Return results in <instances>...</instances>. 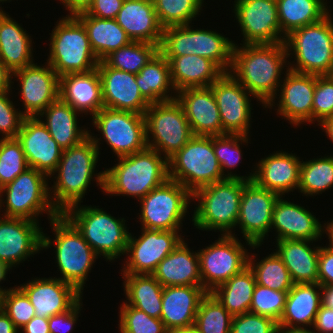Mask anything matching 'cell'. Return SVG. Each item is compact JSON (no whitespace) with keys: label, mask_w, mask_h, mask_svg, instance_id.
Instances as JSON below:
<instances>
[{"label":"cell","mask_w":333,"mask_h":333,"mask_svg":"<svg viewBox=\"0 0 333 333\" xmlns=\"http://www.w3.org/2000/svg\"><path fill=\"white\" fill-rule=\"evenodd\" d=\"M10 269L11 268L7 264L0 261V282L6 280V274H7L8 270L10 271ZM7 290L8 289H3L0 286V294H3Z\"/></svg>","instance_id":"67"},{"label":"cell","mask_w":333,"mask_h":333,"mask_svg":"<svg viewBox=\"0 0 333 333\" xmlns=\"http://www.w3.org/2000/svg\"><path fill=\"white\" fill-rule=\"evenodd\" d=\"M325 0H276L281 35L321 21L329 14Z\"/></svg>","instance_id":"41"},{"label":"cell","mask_w":333,"mask_h":333,"mask_svg":"<svg viewBox=\"0 0 333 333\" xmlns=\"http://www.w3.org/2000/svg\"><path fill=\"white\" fill-rule=\"evenodd\" d=\"M207 291L202 286L163 288L160 320L170 332L194 326L196 314Z\"/></svg>","instance_id":"29"},{"label":"cell","mask_w":333,"mask_h":333,"mask_svg":"<svg viewBox=\"0 0 333 333\" xmlns=\"http://www.w3.org/2000/svg\"><path fill=\"white\" fill-rule=\"evenodd\" d=\"M243 191V180L226 178L223 181L198 189L192 194L193 200L198 199L192 222L199 230H219L223 235H233L236 227L240 201Z\"/></svg>","instance_id":"5"},{"label":"cell","mask_w":333,"mask_h":333,"mask_svg":"<svg viewBox=\"0 0 333 333\" xmlns=\"http://www.w3.org/2000/svg\"><path fill=\"white\" fill-rule=\"evenodd\" d=\"M234 13L241 27L243 43L284 42L278 20L276 0H235Z\"/></svg>","instance_id":"18"},{"label":"cell","mask_w":333,"mask_h":333,"mask_svg":"<svg viewBox=\"0 0 333 333\" xmlns=\"http://www.w3.org/2000/svg\"><path fill=\"white\" fill-rule=\"evenodd\" d=\"M161 155L155 149L146 147L134 154L119 157L115 166L104 170V192L142 199L169 179L168 160Z\"/></svg>","instance_id":"3"},{"label":"cell","mask_w":333,"mask_h":333,"mask_svg":"<svg viewBox=\"0 0 333 333\" xmlns=\"http://www.w3.org/2000/svg\"><path fill=\"white\" fill-rule=\"evenodd\" d=\"M82 306L81 299L66 312L53 315L48 318L50 333H69L74 330V324L78 320L80 308Z\"/></svg>","instance_id":"56"},{"label":"cell","mask_w":333,"mask_h":333,"mask_svg":"<svg viewBox=\"0 0 333 333\" xmlns=\"http://www.w3.org/2000/svg\"><path fill=\"white\" fill-rule=\"evenodd\" d=\"M168 177L194 194L226 179L213 150V136L194 135L168 159Z\"/></svg>","instance_id":"8"},{"label":"cell","mask_w":333,"mask_h":333,"mask_svg":"<svg viewBox=\"0 0 333 333\" xmlns=\"http://www.w3.org/2000/svg\"><path fill=\"white\" fill-rule=\"evenodd\" d=\"M10 90L0 92V132L2 138H16L24 115L22 111H17L13 102L9 98Z\"/></svg>","instance_id":"55"},{"label":"cell","mask_w":333,"mask_h":333,"mask_svg":"<svg viewBox=\"0 0 333 333\" xmlns=\"http://www.w3.org/2000/svg\"><path fill=\"white\" fill-rule=\"evenodd\" d=\"M69 207L63 214L81 232L94 252L106 260L114 261L126 253L129 232L125 220L116 219L95 206Z\"/></svg>","instance_id":"7"},{"label":"cell","mask_w":333,"mask_h":333,"mask_svg":"<svg viewBox=\"0 0 333 333\" xmlns=\"http://www.w3.org/2000/svg\"><path fill=\"white\" fill-rule=\"evenodd\" d=\"M65 6L66 10L70 11V15L66 16H76L80 13L86 12L91 6L93 0H60Z\"/></svg>","instance_id":"61"},{"label":"cell","mask_w":333,"mask_h":333,"mask_svg":"<svg viewBox=\"0 0 333 333\" xmlns=\"http://www.w3.org/2000/svg\"><path fill=\"white\" fill-rule=\"evenodd\" d=\"M144 118L147 147L162 153L167 160L194 136L176 99L150 104Z\"/></svg>","instance_id":"12"},{"label":"cell","mask_w":333,"mask_h":333,"mask_svg":"<svg viewBox=\"0 0 333 333\" xmlns=\"http://www.w3.org/2000/svg\"><path fill=\"white\" fill-rule=\"evenodd\" d=\"M232 315L211 292L202 298L194 327L200 333H231Z\"/></svg>","instance_id":"46"},{"label":"cell","mask_w":333,"mask_h":333,"mask_svg":"<svg viewBox=\"0 0 333 333\" xmlns=\"http://www.w3.org/2000/svg\"><path fill=\"white\" fill-rule=\"evenodd\" d=\"M277 255L287 267L294 284L318 283L319 247L311 248V240L276 241ZM316 248V249H315Z\"/></svg>","instance_id":"35"},{"label":"cell","mask_w":333,"mask_h":333,"mask_svg":"<svg viewBox=\"0 0 333 333\" xmlns=\"http://www.w3.org/2000/svg\"><path fill=\"white\" fill-rule=\"evenodd\" d=\"M0 333H19L11 319L0 309Z\"/></svg>","instance_id":"63"},{"label":"cell","mask_w":333,"mask_h":333,"mask_svg":"<svg viewBox=\"0 0 333 333\" xmlns=\"http://www.w3.org/2000/svg\"><path fill=\"white\" fill-rule=\"evenodd\" d=\"M288 52L284 42L243 44L233 48L229 73L265 108H271L281 84Z\"/></svg>","instance_id":"1"},{"label":"cell","mask_w":333,"mask_h":333,"mask_svg":"<svg viewBox=\"0 0 333 333\" xmlns=\"http://www.w3.org/2000/svg\"><path fill=\"white\" fill-rule=\"evenodd\" d=\"M141 230L138 239L129 234L125 253L129 256L122 269L123 274L152 275L157 265L184 239L179 231Z\"/></svg>","instance_id":"17"},{"label":"cell","mask_w":333,"mask_h":333,"mask_svg":"<svg viewBox=\"0 0 333 333\" xmlns=\"http://www.w3.org/2000/svg\"><path fill=\"white\" fill-rule=\"evenodd\" d=\"M333 187V156L314 158L301 163L298 190L305 196L319 195Z\"/></svg>","instance_id":"45"},{"label":"cell","mask_w":333,"mask_h":333,"mask_svg":"<svg viewBox=\"0 0 333 333\" xmlns=\"http://www.w3.org/2000/svg\"><path fill=\"white\" fill-rule=\"evenodd\" d=\"M318 283L321 286L333 285V251L320 247L318 260Z\"/></svg>","instance_id":"58"},{"label":"cell","mask_w":333,"mask_h":333,"mask_svg":"<svg viewBox=\"0 0 333 333\" xmlns=\"http://www.w3.org/2000/svg\"><path fill=\"white\" fill-rule=\"evenodd\" d=\"M255 285L254 273L247 266L211 293L232 316H237L250 312Z\"/></svg>","instance_id":"42"},{"label":"cell","mask_w":333,"mask_h":333,"mask_svg":"<svg viewBox=\"0 0 333 333\" xmlns=\"http://www.w3.org/2000/svg\"><path fill=\"white\" fill-rule=\"evenodd\" d=\"M115 20L131 41L160 46L163 27L158 21L153 0H124Z\"/></svg>","instance_id":"31"},{"label":"cell","mask_w":333,"mask_h":333,"mask_svg":"<svg viewBox=\"0 0 333 333\" xmlns=\"http://www.w3.org/2000/svg\"><path fill=\"white\" fill-rule=\"evenodd\" d=\"M29 168L17 138H0V189Z\"/></svg>","instance_id":"49"},{"label":"cell","mask_w":333,"mask_h":333,"mask_svg":"<svg viewBox=\"0 0 333 333\" xmlns=\"http://www.w3.org/2000/svg\"><path fill=\"white\" fill-rule=\"evenodd\" d=\"M332 222L326 223V227L324 225L323 231H325L324 233H326L328 235V239H329V245L327 246L330 250L333 251V220H331Z\"/></svg>","instance_id":"66"},{"label":"cell","mask_w":333,"mask_h":333,"mask_svg":"<svg viewBox=\"0 0 333 333\" xmlns=\"http://www.w3.org/2000/svg\"><path fill=\"white\" fill-rule=\"evenodd\" d=\"M286 77L280 84L277 113L291 124L312 123V104L316 75L299 73L287 68Z\"/></svg>","instance_id":"24"},{"label":"cell","mask_w":333,"mask_h":333,"mask_svg":"<svg viewBox=\"0 0 333 333\" xmlns=\"http://www.w3.org/2000/svg\"><path fill=\"white\" fill-rule=\"evenodd\" d=\"M77 114L79 112L70 104L58 98L37 117L42 119L45 116L46 120L43 121L42 119L41 122L46 126L52 138L64 150L80 144L89 136V130L78 127Z\"/></svg>","instance_id":"36"},{"label":"cell","mask_w":333,"mask_h":333,"mask_svg":"<svg viewBox=\"0 0 333 333\" xmlns=\"http://www.w3.org/2000/svg\"><path fill=\"white\" fill-rule=\"evenodd\" d=\"M3 218L0 219V261L12 269L42 250L43 232L39 222L25 218Z\"/></svg>","instance_id":"20"},{"label":"cell","mask_w":333,"mask_h":333,"mask_svg":"<svg viewBox=\"0 0 333 333\" xmlns=\"http://www.w3.org/2000/svg\"><path fill=\"white\" fill-rule=\"evenodd\" d=\"M302 161L295 154L279 151L261 159L253 171V181L279 196L298 189Z\"/></svg>","instance_id":"28"},{"label":"cell","mask_w":333,"mask_h":333,"mask_svg":"<svg viewBox=\"0 0 333 333\" xmlns=\"http://www.w3.org/2000/svg\"><path fill=\"white\" fill-rule=\"evenodd\" d=\"M315 215L303 206L283 200L282 196L276 200L273 208L272 227L278 234L276 241L286 239L316 241L321 238L324 226Z\"/></svg>","instance_id":"27"},{"label":"cell","mask_w":333,"mask_h":333,"mask_svg":"<svg viewBox=\"0 0 333 333\" xmlns=\"http://www.w3.org/2000/svg\"><path fill=\"white\" fill-rule=\"evenodd\" d=\"M59 99L76 111L92 117L103 107L102 83L98 69L59 77Z\"/></svg>","instance_id":"30"},{"label":"cell","mask_w":333,"mask_h":333,"mask_svg":"<svg viewBox=\"0 0 333 333\" xmlns=\"http://www.w3.org/2000/svg\"><path fill=\"white\" fill-rule=\"evenodd\" d=\"M24 333H50L48 318L34 316L23 328Z\"/></svg>","instance_id":"60"},{"label":"cell","mask_w":333,"mask_h":333,"mask_svg":"<svg viewBox=\"0 0 333 333\" xmlns=\"http://www.w3.org/2000/svg\"><path fill=\"white\" fill-rule=\"evenodd\" d=\"M287 293L288 291H276L256 284L252 295L250 312L279 322L285 308Z\"/></svg>","instance_id":"52"},{"label":"cell","mask_w":333,"mask_h":333,"mask_svg":"<svg viewBox=\"0 0 333 333\" xmlns=\"http://www.w3.org/2000/svg\"><path fill=\"white\" fill-rule=\"evenodd\" d=\"M12 79V72L0 59V92L11 90Z\"/></svg>","instance_id":"62"},{"label":"cell","mask_w":333,"mask_h":333,"mask_svg":"<svg viewBox=\"0 0 333 333\" xmlns=\"http://www.w3.org/2000/svg\"><path fill=\"white\" fill-rule=\"evenodd\" d=\"M333 116V75H316V85L312 104V123L320 124ZM315 119V120H314Z\"/></svg>","instance_id":"53"},{"label":"cell","mask_w":333,"mask_h":333,"mask_svg":"<svg viewBox=\"0 0 333 333\" xmlns=\"http://www.w3.org/2000/svg\"><path fill=\"white\" fill-rule=\"evenodd\" d=\"M279 195L259 187L254 181L243 180L240 211L236 226H239L247 245L260 247L271 231L273 208Z\"/></svg>","instance_id":"16"},{"label":"cell","mask_w":333,"mask_h":333,"mask_svg":"<svg viewBox=\"0 0 333 333\" xmlns=\"http://www.w3.org/2000/svg\"><path fill=\"white\" fill-rule=\"evenodd\" d=\"M210 87L218 105L223 132L248 136L251 94L230 73H224Z\"/></svg>","instance_id":"19"},{"label":"cell","mask_w":333,"mask_h":333,"mask_svg":"<svg viewBox=\"0 0 333 333\" xmlns=\"http://www.w3.org/2000/svg\"><path fill=\"white\" fill-rule=\"evenodd\" d=\"M248 143V136L239 134H224L213 136V150L220 164L222 174L226 178H240L245 181H253L254 174L250 173L249 176H239L235 173L226 174L224 171L227 168H234L242 158L240 143ZM227 167V168H226ZM225 173V174H224Z\"/></svg>","instance_id":"48"},{"label":"cell","mask_w":333,"mask_h":333,"mask_svg":"<svg viewBox=\"0 0 333 333\" xmlns=\"http://www.w3.org/2000/svg\"><path fill=\"white\" fill-rule=\"evenodd\" d=\"M90 133L89 131V136L80 144L62 151L59 164L50 176L51 178L56 173L50 199L59 213H64L69 207L83 202L81 200L91 184V179L93 180V175L104 191L105 171L97 173L96 176L94 173L100 155V138H95Z\"/></svg>","instance_id":"2"},{"label":"cell","mask_w":333,"mask_h":333,"mask_svg":"<svg viewBox=\"0 0 333 333\" xmlns=\"http://www.w3.org/2000/svg\"><path fill=\"white\" fill-rule=\"evenodd\" d=\"M278 333H315L313 330H309L308 328H278Z\"/></svg>","instance_id":"68"},{"label":"cell","mask_w":333,"mask_h":333,"mask_svg":"<svg viewBox=\"0 0 333 333\" xmlns=\"http://www.w3.org/2000/svg\"><path fill=\"white\" fill-rule=\"evenodd\" d=\"M5 1H9V0H0V3H1V2L3 3V2H5Z\"/></svg>","instance_id":"71"},{"label":"cell","mask_w":333,"mask_h":333,"mask_svg":"<svg viewBox=\"0 0 333 333\" xmlns=\"http://www.w3.org/2000/svg\"><path fill=\"white\" fill-rule=\"evenodd\" d=\"M321 305L333 309V285L321 286Z\"/></svg>","instance_id":"64"},{"label":"cell","mask_w":333,"mask_h":333,"mask_svg":"<svg viewBox=\"0 0 333 333\" xmlns=\"http://www.w3.org/2000/svg\"><path fill=\"white\" fill-rule=\"evenodd\" d=\"M170 333H200L194 326L170 331Z\"/></svg>","instance_id":"69"},{"label":"cell","mask_w":333,"mask_h":333,"mask_svg":"<svg viewBox=\"0 0 333 333\" xmlns=\"http://www.w3.org/2000/svg\"><path fill=\"white\" fill-rule=\"evenodd\" d=\"M17 140L29 167L50 177L56 170L63 149L52 138L38 117H24Z\"/></svg>","instance_id":"22"},{"label":"cell","mask_w":333,"mask_h":333,"mask_svg":"<svg viewBox=\"0 0 333 333\" xmlns=\"http://www.w3.org/2000/svg\"><path fill=\"white\" fill-rule=\"evenodd\" d=\"M1 8V7H0ZM5 14V11L2 10V8L0 9V19L1 17Z\"/></svg>","instance_id":"70"},{"label":"cell","mask_w":333,"mask_h":333,"mask_svg":"<svg viewBox=\"0 0 333 333\" xmlns=\"http://www.w3.org/2000/svg\"><path fill=\"white\" fill-rule=\"evenodd\" d=\"M323 131L328 134L327 136L333 142V116L324 119L320 124Z\"/></svg>","instance_id":"65"},{"label":"cell","mask_w":333,"mask_h":333,"mask_svg":"<svg viewBox=\"0 0 333 333\" xmlns=\"http://www.w3.org/2000/svg\"><path fill=\"white\" fill-rule=\"evenodd\" d=\"M123 2L124 0H93L89 9L84 13L98 18L115 19Z\"/></svg>","instance_id":"57"},{"label":"cell","mask_w":333,"mask_h":333,"mask_svg":"<svg viewBox=\"0 0 333 333\" xmlns=\"http://www.w3.org/2000/svg\"><path fill=\"white\" fill-rule=\"evenodd\" d=\"M192 193L180 183L167 179L140 199L142 228L179 231Z\"/></svg>","instance_id":"13"},{"label":"cell","mask_w":333,"mask_h":333,"mask_svg":"<svg viewBox=\"0 0 333 333\" xmlns=\"http://www.w3.org/2000/svg\"><path fill=\"white\" fill-rule=\"evenodd\" d=\"M50 223L55 239L53 242L49 236L42 233V250L55 244L56 263L62 274L60 279L74 286L82 294L89 270L92 269L98 255L63 213L50 219Z\"/></svg>","instance_id":"4"},{"label":"cell","mask_w":333,"mask_h":333,"mask_svg":"<svg viewBox=\"0 0 333 333\" xmlns=\"http://www.w3.org/2000/svg\"><path fill=\"white\" fill-rule=\"evenodd\" d=\"M120 333H169L164 323L123 302L119 312Z\"/></svg>","instance_id":"51"},{"label":"cell","mask_w":333,"mask_h":333,"mask_svg":"<svg viewBox=\"0 0 333 333\" xmlns=\"http://www.w3.org/2000/svg\"><path fill=\"white\" fill-rule=\"evenodd\" d=\"M126 303L145 312L150 317L160 319L162 311L163 286L149 274H122Z\"/></svg>","instance_id":"40"},{"label":"cell","mask_w":333,"mask_h":333,"mask_svg":"<svg viewBox=\"0 0 333 333\" xmlns=\"http://www.w3.org/2000/svg\"><path fill=\"white\" fill-rule=\"evenodd\" d=\"M0 309L11 319L18 330L35 316L34 307L19 286L0 294Z\"/></svg>","instance_id":"50"},{"label":"cell","mask_w":333,"mask_h":333,"mask_svg":"<svg viewBox=\"0 0 333 333\" xmlns=\"http://www.w3.org/2000/svg\"><path fill=\"white\" fill-rule=\"evenodd\" d=\"M158 51L156 44L131 41L111 52L103 61L109 67L137 75Z\"/></svg>","instance_id":"44"},{"label":"cell","mask_w":333,"mask_h":333,"mask_svg":"<svg viewBox=\"0 0 333 333\" xmlns=\"http://www.w3.org/2000/svg\"><path fill=\"white\" fill-rule=\"evenodd\" d=\"M319 290V283L294 284L287 293L279 328H311L321 306Z\"/></svg>","instance_id":"34"},{"label":"cell","mask_w":333,"mask_h":333,"mask_svg":"<svg viewBox=\"0 0 333 333\" xmlns=\"http://www.w3.org/2000/svg\"><path fill=\"white\" fill-rule=\"evenodd\" d=\"M221 235L215 243L198 252L202 287L207 292H212L248 266V251L235 233Z\"/></svg>","instance_id":"14"},{"label":"cell","mask_w":333,"mask_h":333,"mask_svg":"<svg viewBox=\"0 0 333 333\" xmlns=\"http://www.w3.org/2000/svg\"><path fill=\"white\" fill-rule=\"evenodd\" d=\"M97 69L105 108L145 114L150 104L141 95L135 74L109 67L103 60Z\"/></svg>","instance_id":"23"},{"label":"cell","mask_w":333,"mask_h":333,"mask_svg":"<svg viewBox=\"0 0 333 333\" xmlns=\"http://www.w3.org/2000/svg\"><path fill=\"white\" fill-rule=\"evenodd\" d=\"M170 65L175 92L210 87L225 72L212 60L198 55L164 56Z\"/></svg>","instance_id":"33"},{"label":"cell","mask_w":333,"mask_h":333,"mask_svg":"<svg viewBox=\"0 0 333 333\" xmlns=\"http://www.w3.org/2000/svg\"><path fill=\"white\" fill-rule=\"evenodd\" d=\"M328 14L321 21L293 30L285 38L288 57L296 63L288 69L317 76L333 75V21Z\"/></svg>","instance_id":"6"},{"label":"cell","mask_w":333,"mask_h":333,"mask_svg":"<svg viewBox=\"0 0 333 333\" xmlns=\"http://www.w3.org/2000/svg\"><path fill=\"white\" fill-rule=\"evenodd\" d=\"M32 40L8 14L0 19V59L13 73L33 64Z\"/></svg>","instance_id":"37"},{"label":"cell","mask_w":333,"mask_h":333,"mask_svg":"<svg viewBox=\"0 0 333 333\" xmlns=\"http://www.w3.org/2000/svg\"><path fill=\"white\" fill-rule=\"evenodd\" d=\"M75 17L85 27L91 48L99 61L131 42L115 19L98 18L85 13Z\"/></svg>","instance_id":"39"},{"label":"cell","mask_w":333,"mask_h":333,"mask_svg":"<svg viewBox=\"0 0 333 333\" xmlns=\"http://www.w3.org/2000/svg\"><path fill=\"white\" fill-rule=\"evenodd\" d=\"M19 287L26 293L35 309V316L49 318L71 309L82 294L60 278H35Z\"/></svg>","instance_id":"25"},{"label":"cell","mask_w":333,"mask_h":333,"mask_svg":"<svg viewBox=\"0 0 333 333\" xmlns=\"http://www.w3.org/2000/svg\"><path fill=\"white\" fill-rule=\"evenodd\" d=\"M194 135H224L221 117L211 87L186 88L176 92Z\"/></svg>","instance_id":"26"},{"label":"cell","mask_w":333,"mask_h":333,"mask_svg":"<svg viewBox=\"0 0 333 333\" xmlns=\"http://www.w3.org/2000/svg\"><path fill=\"white\" fill-rule=\"evenodd\" d=\"M152 275L163 287L202 286L198 251H190L184 239L158 265Z\"/></svg>","instance_id":"32"},{"label":"cell","mask_w":333,"mask_h":333,"mask_svg":"<svg viewBox=\"0 0 333 333\" xmlns=\"http://www.w3.org/2000/svg\"><path fill=\"white\" fill-rule=\"evenodd\" d=\"M278 322L251 312L232 317L231 333H278Z\"/></svg>","instance_id":"54"},{"label":"cell","mask_w":333,"mask_h":333,"mask_svg":"<svg viewBox=\"0 0 333 333\" xmlns=\"http://www.w3.org/2000/svg\"><path fill=\"white\" fill-rule=\"evenodd\" d=\"M48 176L32 167L19 174L12 182L0 189V209L6 204L4 216L25 218L38 222L40 213L48 212V219H53L60 213L50 200ZM6 200L3 202V194Z\"/></svg>","instance_id":"11"},{"label":"cell","mask_w":333,"mask_h":333,"mask_svg":"<svg viewBox=\"0 0 333 333\" xmlns=\"http://www.w3.org/2000/svg\"><path fill=\"white\" fill-rule=\"evenodd\" d=\"M234 45L233 41L216 31L200 28L194 30L186 24L163 28L159 52L163 56H202L229 73Z\"/></svg>","instance_id":"10"},{"label":"cell","mask_w":333,"mask_h":333,"mask_svg":"<svg viewBox=\"0 0 333 333\" xmlns=\"http://www.w3.org/2000/svg\"><path fill=\"white\" fill-rule=\"evenodd\" d=\"M92 121L118 158L147 147L143 114L103 107Z\"/></svg>","instance_id":"15"},{"label":"cell","mask_w":333,"mask_h":333,"mask_svg":"<svg viewBox=\"0 0 333 333\" xmlns=\"http://www.w3.org/2000/svg\"><path fill=\"white\" fill-rule=\"evenodd\" d=\"M33 63L12 73L20 82L25 117H37L59 98V76L53 68Z\"/></svg>","instance_id":"21"},{"label":"cell","mask_w":333,"mask_h":333,"mask_svg":"<svg viewBox=\"0 0 333 333\" xmlns=\"http://www.w3.org/2000/svg\"><path fill=\"white\" fill-rule=\"evenodd\" d=\"M204 0H153L158 21L163 28L190 24L199 15ZM191 21V22H190Z\"/></svg>","instance_id":"47"},{"label":"cell","mask_w":333,"mask_h":333,"mask_svg":"<svg viewBox=\"0 0 333 333\" xmlns=\"http://www.w3.org/2000/svg\"><path fill=\"white\" fill-rule=\"evenodd\" d=\"M136 83L143 98L149 104L176 99L168 60L158 51L136 75ZM173 89V90H172Z\"/></svg>","instance_id":"38"},{"label":"cell","mask_w":333,"mask_h":333,"mask_svg":"<svg viewBox=\"0 0 333 333\" xmlns=\"http://www.w3.org/2000/svg\"><path fill=\"white\" fill-rule=\"evenodd\" d=\"M255 256L249 255L248 266L254 273L256 284L276 291H289L293 287L290 273L276 252L256 263L253 262Z\"/></svg>","instance_id":"43"},{"label":"cell","mask_w":333,"mask_h":333,"mask_svg":"<svg viewBox=\"0 0 333 333\" xmlns=\"http://www.w3.org/2000/svg\"><path fill=\"white\" fill-rule=\"evenodd\" d=\"M312 326L315 333H333V309L321 305Z\"/></svg>","instance_id":"59"},{"label":"cell","mask_w":333,"mask_h":333,"mask_svg":"<svg viewBox=\"0 0 333 333\" xmlns=\"http://www.w3.org/2000/svg\"><path fill=\"white\" fill-rule=\"evenodd\" d=\"M50 37L47 63L59 77L88 72L100 62L94 54L85 27L75 16L56 22Z\"/></svg>","instance_id":"9"}]
</instances>
